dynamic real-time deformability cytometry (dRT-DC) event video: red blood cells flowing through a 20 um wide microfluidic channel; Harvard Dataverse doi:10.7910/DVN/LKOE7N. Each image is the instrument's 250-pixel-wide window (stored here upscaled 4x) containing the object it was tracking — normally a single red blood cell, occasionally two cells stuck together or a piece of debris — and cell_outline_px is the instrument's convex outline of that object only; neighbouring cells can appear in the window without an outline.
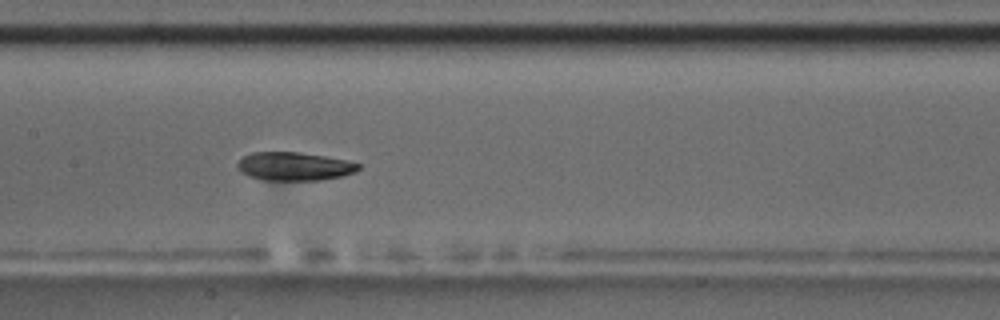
{"species": "common noctule bat (a hibernating species)", "species_latin": "Nyctalus noctula", "temperature_condition": "room temperature", "stored_images_in_passage": 44, "camera_frame_rate_fps": 3000, "um_per_image_px": 0.085, "animal": {"sex": "male", "body_mass_g": 17.5, "forearm_length_mm": 52.3}, "frame": {"image": 1, "passage_image": 16, "time_ms": 5.0, "image_size_px": [1000, 320], "cell_outline_px": [[360, 168], [356, 172], [344, 176], [320, 180], [264, 180], [248, 176], [240, 172], [236, 168], [236, 164], [244, 156], [252, 152], [300, 152], [324, 156], [344, 160], [360, 164]], "centroid_in_image_um": [24.99, 14.14], "position_along_channel_um": 182.4, "area_um2": 20.11}}
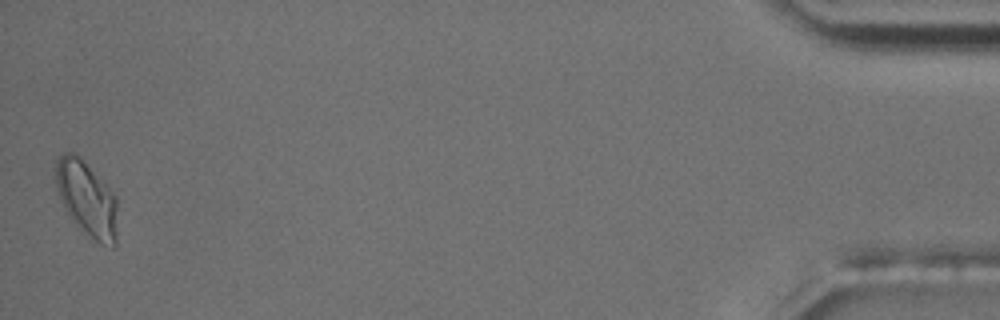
{"frame": {"image": 2, "passage_image": 44, "time_ms": 14.333, "image_size_px": [1000, 320], "cell_outline_px": [[116, 248], [112, 248], [100, 244], [84, 236], [76, 228], [68, 216], [56, 188], [56, 160], [64, 152], [72, 152], [80, 156], [116, 196]], "centroid_in_image_um": [7.37, 16.97], "position_along_channel_um": 427.8, "area_um2": 27.51}, "authors_computed_cell_mechanics": {"area_um2": 20.8369, "velocity_mm_per_s": 3.5964, "shape_relaxation_time_tau1_ms": 8.822, "shape_relaxation_time_tau2_ms": 3.9711, "deformation_change_tau1": 0.1693, "deformation_change_tau2": 0.0781}}